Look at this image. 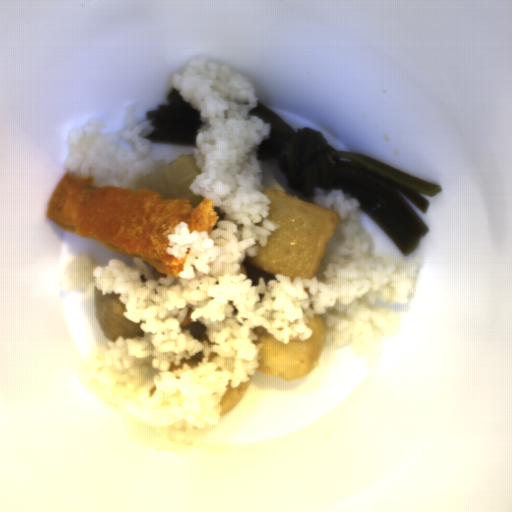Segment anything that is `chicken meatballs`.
<instances>
[{
    "mask_svg": "<svg viewBox=\"0 0 512 512\" xmlns=\"http://www.w3.org/2000/svg\"><path fill=\"white\" fill-rule=\"evenodd\" d=\"M120 294L105 293L95 287L94 290V314L102 334L109 342L122 336L128 339H135L137 336H144L141 323H146V319H139L135 323L124 317L123 312H128L126 303L120 300Z\"/></svg>",
    "mask_w": 512,
    "mask_h": 512,
    "instance_id": "chicken-meatballs-1",
    "label": "chicken meatballs"
}]
</instances>
